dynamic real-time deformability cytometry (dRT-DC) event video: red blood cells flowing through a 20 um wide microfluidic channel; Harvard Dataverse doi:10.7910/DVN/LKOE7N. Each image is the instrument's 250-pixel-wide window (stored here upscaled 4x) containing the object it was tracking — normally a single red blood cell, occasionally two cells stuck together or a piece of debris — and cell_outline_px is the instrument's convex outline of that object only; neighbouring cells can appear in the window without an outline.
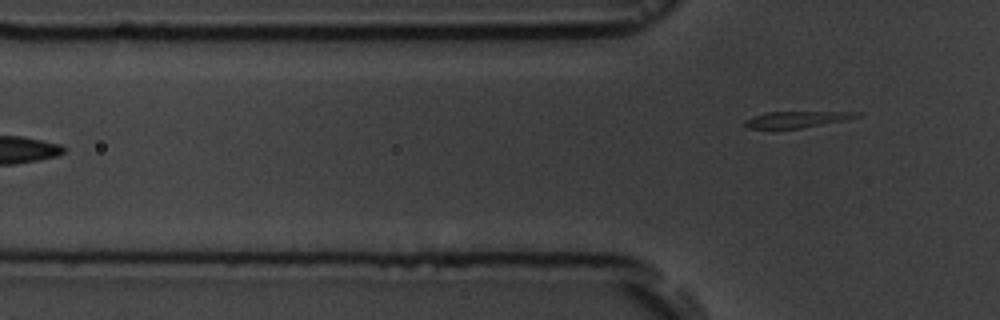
{"species": "common noctule bat (a hibernating species)", "species_latin": "Nyctalus noctula", "temperature_condition": "room temperature", "stored_images_in_passage": 7, "segment_of_instrument_passage": [2, 2], "camera_frame_rate_fps": 3000, "um_per_image_px": 0.085, "animal": {"sex": "male", "body_mass_g": 19.5, "forearm_length_mm": 54.6}, "frame": {"image": 1, "passage_image": 7, "time_ms": 7.333, "image_size_px": [1000, 320], "cell_outline_px": [[864, 112], [860, 116], [800, 128], [748, 128], [744, 124], [744, 120], [752, 116], [764, 112]], "centroid_in_image_um": [67.63, 10.13], "position_along_channel_um": 58.2, "area_um2": 10.29}}